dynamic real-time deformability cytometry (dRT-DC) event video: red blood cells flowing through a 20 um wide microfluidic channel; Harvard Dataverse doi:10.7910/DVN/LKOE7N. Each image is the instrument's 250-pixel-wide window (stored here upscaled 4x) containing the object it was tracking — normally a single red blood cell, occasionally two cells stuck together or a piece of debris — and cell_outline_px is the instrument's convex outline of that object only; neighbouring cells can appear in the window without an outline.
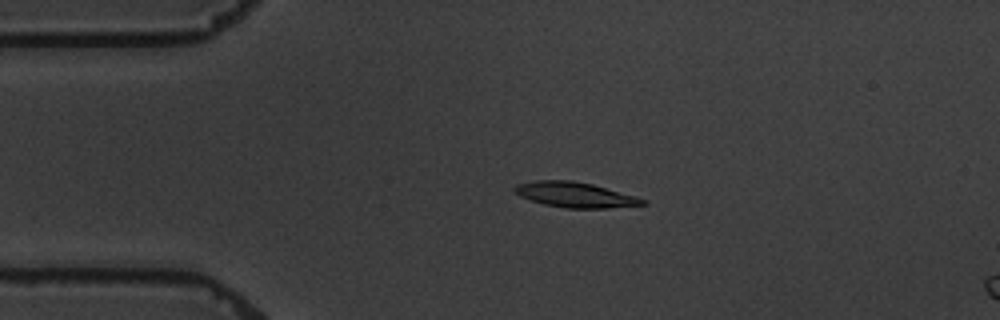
{"species": "common noctule bat (a hibernating species)", "species_latin": "Nyctalus noctula", "temperature_condition": "warm", "stored_images_in_passage": 4, "camera_frame_rate_fps": 3000, "um_per_image_px": 0.085, "animal": {"sex": "male", "body_mass_g": 19.5, "forearm_length_mm": 54.6}, "frame": {"image": 1, "passage_image": 3, "time_ms": 2.333, "image_size_px": [1000, 320], "cell_outline_px": [[648, 204], [608, 208], [564, 208], [544, 204], [520, 196], [512, 192], [512, 188], [516, 184], [536, 180], [572, 180], [592, 184], [636, 196], [648, 200]], "centroid_in_image_um": [48.88, 16.55], "position_along_channel_um": 36.1, "area_um2": 18.96}}